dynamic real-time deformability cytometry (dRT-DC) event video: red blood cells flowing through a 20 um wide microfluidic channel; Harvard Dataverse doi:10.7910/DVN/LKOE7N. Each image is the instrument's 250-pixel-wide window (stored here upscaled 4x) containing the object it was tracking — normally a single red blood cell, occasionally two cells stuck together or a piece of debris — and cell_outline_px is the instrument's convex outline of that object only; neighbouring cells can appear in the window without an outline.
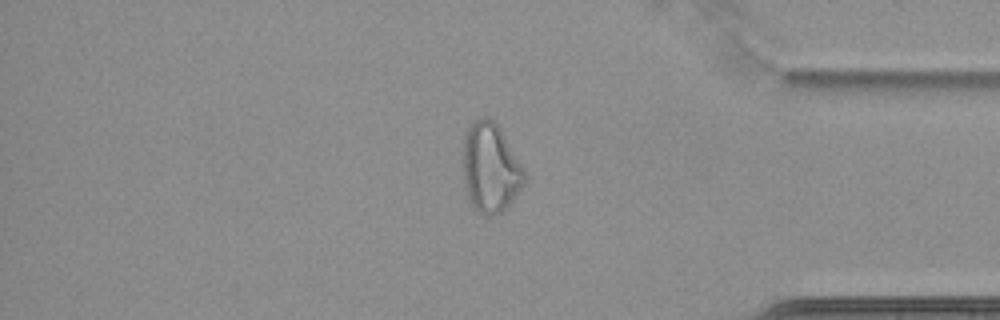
{"species": "common noctule bat (a hibernating species)", "species_latin": "Nyctalus noctula", "temperature_condition": "cold", "stored_images_in_passage": 63, "camera_frame_rate_fps": 3000, "um_per_image_px": 0.085, "animal": {"sex": "female", "body_mass_g": 22.7, "forearm_length_mm": 54.2}, "frame": {"image": 1, "passage_image": 54, "time_ms": 17.667, "image_size_px": [1000, 320], "cell_outline_px": [[528, 180], [508, 204], [500, 212], [488, 216], [484, 216], [472, 204], [468, 196], [464, 180], [464, 136], [472, 120], [480, 116], [488, 116], [496, 120], [524, 168]], "centroid_in_image_um": [41.71, 14.19], "position_along_channel_um": 393.5, "area_um2": 32.08}}